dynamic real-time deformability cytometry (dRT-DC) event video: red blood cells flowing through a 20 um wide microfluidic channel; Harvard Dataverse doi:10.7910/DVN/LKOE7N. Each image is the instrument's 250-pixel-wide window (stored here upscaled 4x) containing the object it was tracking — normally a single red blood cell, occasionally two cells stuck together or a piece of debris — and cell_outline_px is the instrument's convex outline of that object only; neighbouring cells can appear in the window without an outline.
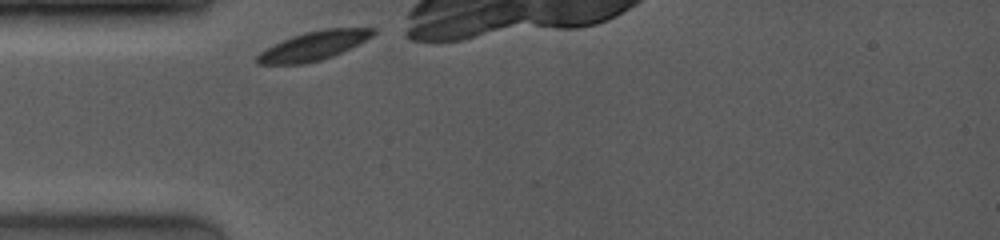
{"species": "common noctule bat (a hibernating species)", "species_latin": "Nyctalus noctula", "temperature_condition": "room temperature", "stored_images_in_passage": 45, "camera_frame_rate_fps": 4000, "um_per_image_px": 0.085, "animal": {"sex": "female", "body_mass_g": 19.0, "forearm_length_mm": 53.3}, "frame": {"image": 1, "passage_image": 1, "time_ms": 0.0, "image_size_px": [1000, 240], "cell_outline_px": [[376, 32], [372, 36], [332, 56], [320, 60], [304, 64], [256, 64], [256, 56], [260, 52], [292, 36], [304, 32], [324, 28], [376, 28]], "centroid_in_image_um": [26.64, 3.89], "position_along_channel_um": 58.4, "area_um2": 19.13}}